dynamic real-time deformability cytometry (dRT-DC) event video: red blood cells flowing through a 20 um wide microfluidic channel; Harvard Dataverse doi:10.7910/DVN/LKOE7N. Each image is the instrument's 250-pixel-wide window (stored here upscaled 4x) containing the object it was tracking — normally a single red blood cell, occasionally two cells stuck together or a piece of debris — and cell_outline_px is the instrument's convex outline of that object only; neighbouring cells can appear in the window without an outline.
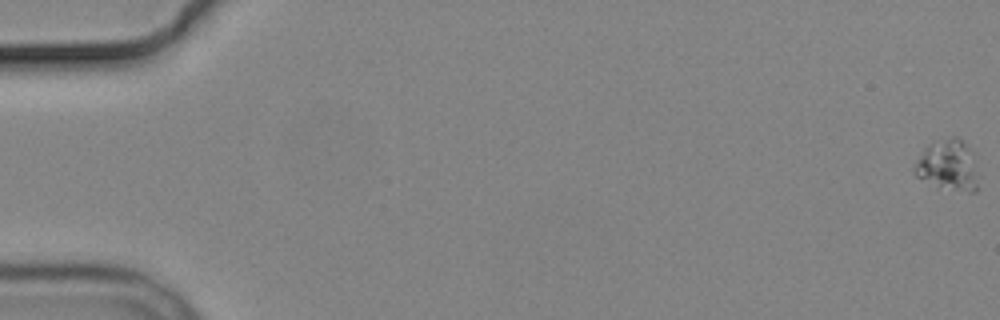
{"species": "common noctule bat (a hibernating species)", "species_latin": "Nyctalus noctula", "temperature_condition": "cold", "stored_images_in_passage": 9, "camera_frame_rate_fps": 3000, "um_per_image_px": 0.085, "animal": {"sex": "male", "body_mass_g": 19.2, "forearm_length_mm": 51.8}, "frame": {"image": 1, "passage_image": 1, "time_ms": 0.0, "image_size_px": [1000, 320], "cell_outline_px": [[980, 176], [976, 192], [968, 192], [940, 184], [916, 176], [912, 172], [912, 168], [924, 148], [952, 136], [956, 136], [972, 152]], "centroid_in_image_um": [80.64, 14.04], "position_along_channel_um": 4.4, "area_um2": 18.21}}
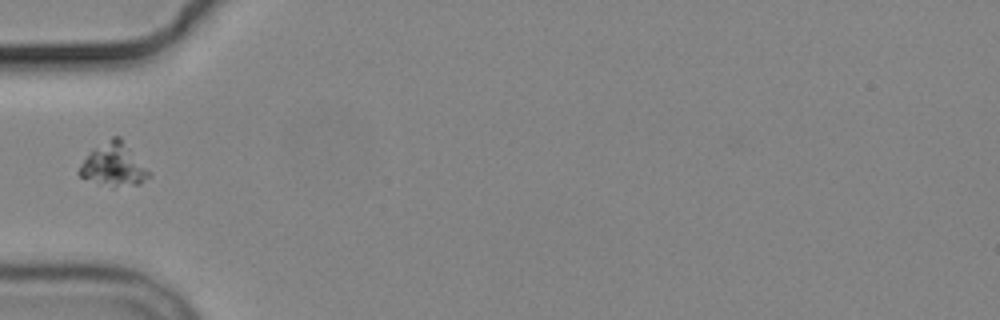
{"frame": {"image": 2, "passage_image": 6, "time_ms": 6.667, "image_size_px": [1000, 320], "cell_outline_px": [[152, 176], [140, 184], [96, 184], [80, 176], [76, 172], [92, 148], [112, 136], [120, 136], [152, 172]], "centroid_in_image_um": [9.68, 13.97], "position_along_channel_um": 75.3, "area_um2": 17.46}}
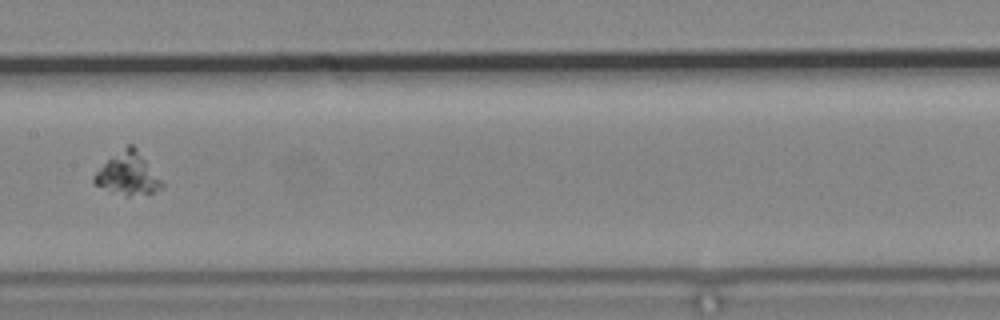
{"frame": {"image": 3, "passage_image": 9, "time_ms": 10.0, "image_size_px": [1000, 320], "cell_outline_px": [[164, 188], [152, 192], [128, 196], [124, 196], [96, 184], [92, 180], [92, 176], [112, 156], [128, 144], [132, 144], [136, 148], [164, 184]], "centroid_in_image_um": [10.88, 14.78], "position_along_channel_um": 196.5, "area_um2": 16.18}}